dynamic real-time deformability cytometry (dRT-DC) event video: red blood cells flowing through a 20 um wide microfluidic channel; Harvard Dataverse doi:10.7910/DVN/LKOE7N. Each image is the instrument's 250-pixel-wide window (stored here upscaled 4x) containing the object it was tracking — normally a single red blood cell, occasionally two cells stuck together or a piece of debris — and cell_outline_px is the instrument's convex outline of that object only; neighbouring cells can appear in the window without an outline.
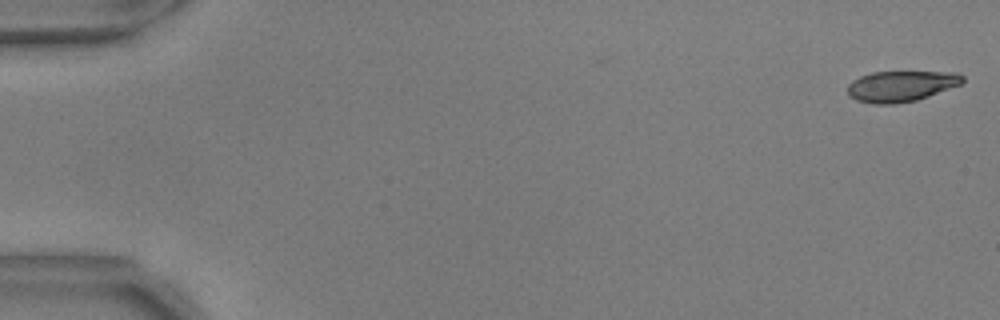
{"species": "common noctule bat (a hibernating species)", "species_latin": "Nyctalus noctula", "temperature_condition": "warm", "stored_images_in_passage": 49, "camera_frame_rate_fps": 3000, "um_per_image_px": 0.085, "animal": {"sex": "male", "body_mass_g": 17.9, "forearm_length_mm": 54.2}, "frame": {"image": 1, "passage_image": 1, "time_ms": 0.0, "image_size_px": [1000, 320], "cell_outline_px": [[964, 80], [960, 84], [928, 96], [916, 100], [892, 104], [872, 104], [856, 100], [848, 96], [848, 84], [852, 80], [860, 76], [872, 72], [956, 72], [964, 76]], "centroid_in_image_um": [76.55, 7.32], "position_along_channel_um": 8.5, "area_um2": 20.58}}
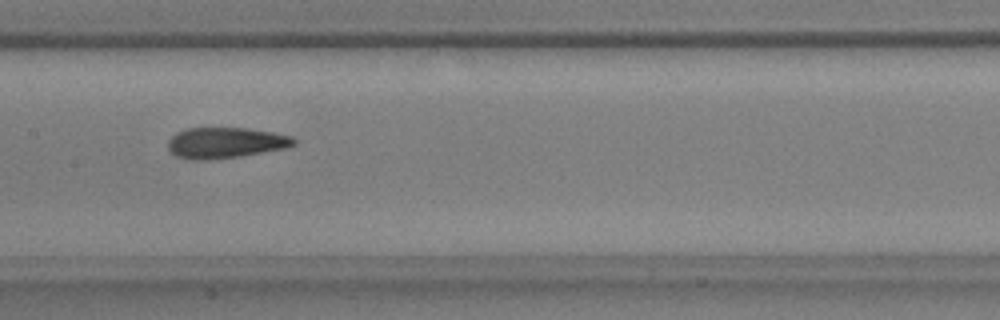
{"frame": {"image": 2, "passage_image": 28, "time_ms": 9.0, "image_size_px": [1000, 320], "cell_outline_px": [[296, 144], [288, 148], [240, 156], [204, 160], [192, 160], [176, 156], [168, 148], [168, 140], [176, 132], [188, 128], [244, 128], [272, 132], [292, 136], [296, 140]], "centroid_in_image_um": [19.18, 12.14], "position_along_channel_um": 188.2, "area_um2": 22.6}}
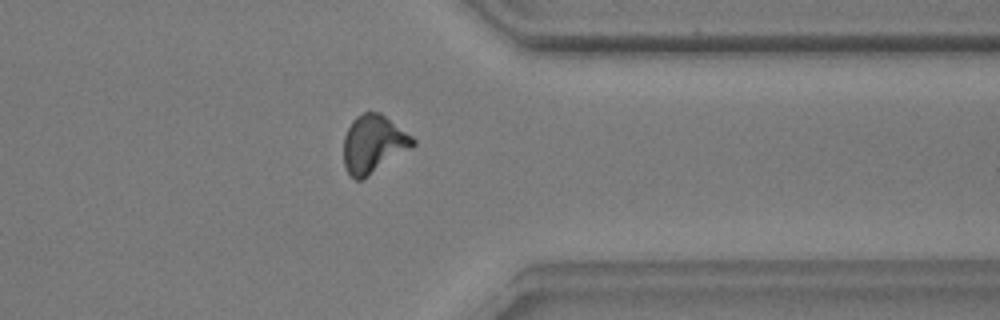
{"frame": {"image": 3, "passage_image": 44, "time_ms": 14.333, "image_size_px": [1000, 320], "cell_outline_px": [[416, 144], [412, 148], [364, 180], [356, 180], [344, 168], [344, 136], [352, 120], [356, 116], [364, 112], [380, 112], [412, 136], [416, 140]], "centroid_in_image_um": [31.75, 12.26], "position_along_channel_um": 379.7, "area_um2": 23.58}, "authors_computed_cell_mechanics": {"area_um2": 22.4842, "velocity_mm_per_s": 3.6905, "shape_relaxation_time_tau1_ms": 10.8646, "shape_relaxation_time_tau2_ms": 2.0333, "deformation_change_tau1": 0.287, "deformation_change_tau2": 0.1002}}